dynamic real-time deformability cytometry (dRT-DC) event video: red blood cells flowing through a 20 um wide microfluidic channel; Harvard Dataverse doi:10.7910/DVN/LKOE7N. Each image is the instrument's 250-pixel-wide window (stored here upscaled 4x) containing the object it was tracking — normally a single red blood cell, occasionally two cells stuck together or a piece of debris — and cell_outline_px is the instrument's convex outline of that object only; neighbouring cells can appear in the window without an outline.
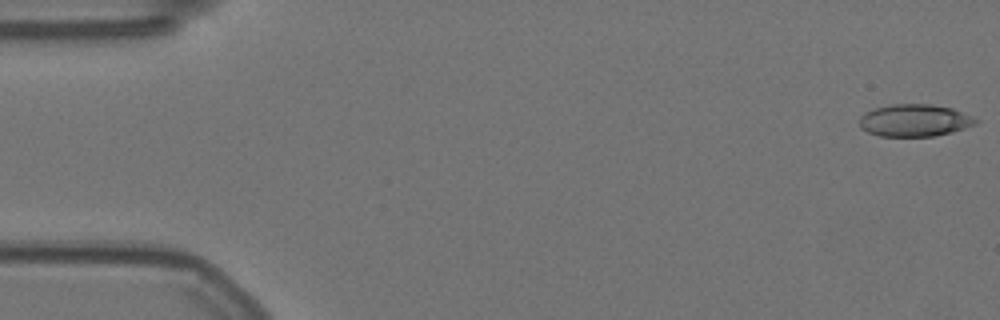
{"species": "Egyptian fruit bat (a non-hibernating species)", "species_latin": "Rousettus aegyptiacus", "temperature_condition": "warm", "stored_images_in_passage": 57, "camera_frame_rate_fps": 3000, "um_per_image_px": 0.085, "animal": {"sex": "female"}, "frame": {"image": 1, "passage_image": 1, "time_ms": 0.0, "image_size_px": [1000, 320], "cell_outline_px": [[980, 120], [976, 124], [952, 132], [932, 136], [880, 136], [868, 132], [860, 128], [860, 116], [864, 112], [872, 108], [892, 104], [932, 104], [952, 108], [972, 116]], "centroid_in_image_um": [77.72, 10.22], "position_along_channel_um": 7.3, "area_um2": 21.96}}
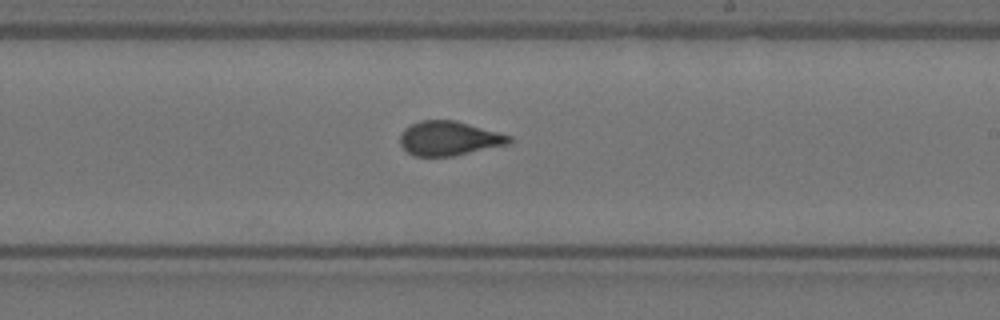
{"frame": {"image": 2, "passage_image": 33, "time_ms": 10.667, "image_size_px": [1000, 320], "cell_outline_px": [[512, 140], [508, 144], [452, 156], [412, 156], [400, 144], [400, 132], [404, 128], [420, 120], [456, 120], [512, 136]], "centroid_in_image_um": [38.14, 11.75], "position_along_channel_um": 250.9, "area_um2": 21.79}}
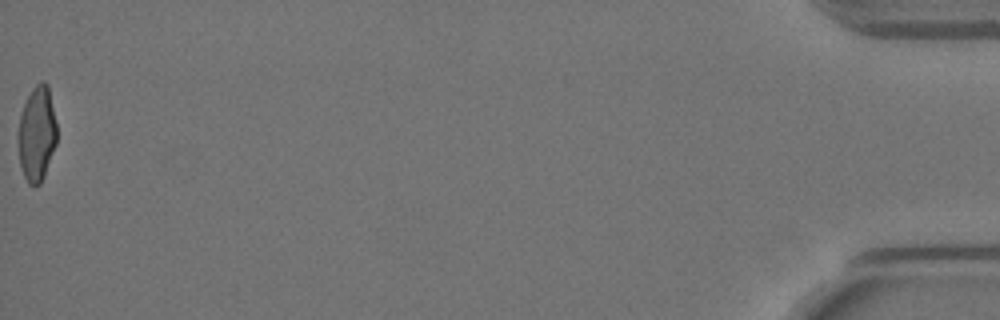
{"frame": {"image": 3, "passage_image": 57, "time_ms": 18.667, "image_size_px": [1000, 320], "cell_outline_px": [[56, 144], [44, 176], [40, 184], [28, 184], [24, 176], [20, 164], [16, 140], [20, 116], [24, 104], [32, 88], [40, 80], [44, 80], [48, 84], [56, 124]], "centroid_in_image_um": [3.11, 11.36], "position_along_channel_um": 432.1, "area_um2": 21.56}, "authors_computed_cell_mechanics": {"area_um2": 22.0218, "velocity_mm_per_s": 3.5631, "shape_relaxation_time_tau1_ms": 7.2751, "shape_relaxation_time_tau2_ms": 1.024, "deformation_change_tau1": 0.199, "deformation_change_tau2": 0.0881}}